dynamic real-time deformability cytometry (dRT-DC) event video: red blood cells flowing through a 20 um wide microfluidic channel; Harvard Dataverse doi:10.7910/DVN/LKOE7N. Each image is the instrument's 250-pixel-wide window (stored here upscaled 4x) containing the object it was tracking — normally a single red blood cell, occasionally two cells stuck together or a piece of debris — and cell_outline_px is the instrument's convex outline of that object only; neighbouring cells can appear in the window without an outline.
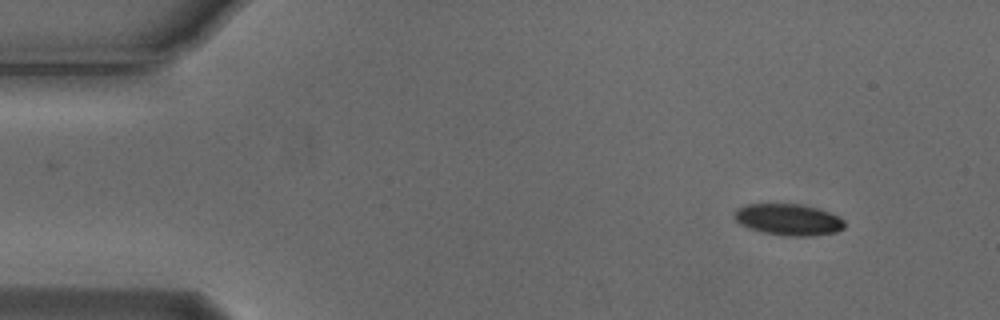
{"species": "Egyptian fruit bat (a non-hibernating species)", "species_latin": "Rousettus aegyptiacus", "temperature_condition": "cold", "stored_images_in_passage": 3, "camera_frame_rate_fps": 3000, "um_per_image_px": 0.085, "animal": {"sex": "male"}, "frame": {"image": 1, "passage_image": 1, "time_ms": 0.0, "image_size_px": [1000, 320], "cell_outline_px": [[844, 228], [836, 232], [816, 236], [788, 236], [764, 232], [748, 228], [740, 224], [732, 216], [736, 208], [744, 204], [804, 204], [840, 216], [844, 220]], "centroid_in_image_um": [67.01, 18.66], "position_along_channel_um": 18.0, "area_um2": 20.4}}
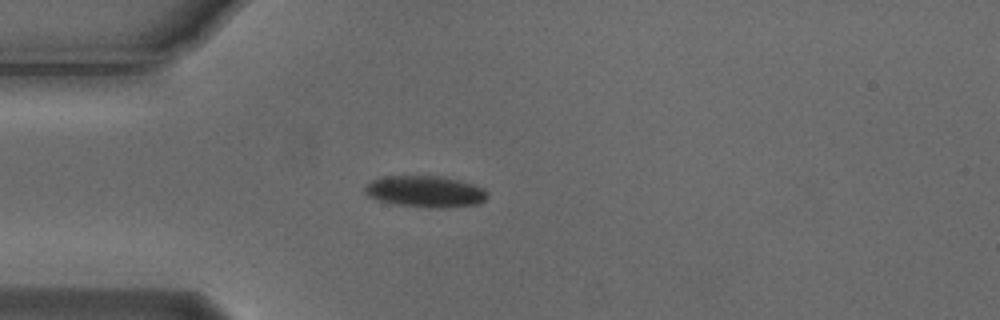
{"frame": {"image": 2, "passage_image": 3, "time_ms": 0.667, "image_size_px": [1000, 320], "cell_outline_px": [[488, 196], [480, 204], [444, 208], [428, 208], [392, 204], [368, 196], [364, 192], [364, 188], [372, 180], [384, 176], [444, 176], [460, 180], [484, 188], [488, 192]], "centroid_in_image_um": [36.18, 16.29], "position_along_channel_um": 48.8, "area_um2": 22.72}}